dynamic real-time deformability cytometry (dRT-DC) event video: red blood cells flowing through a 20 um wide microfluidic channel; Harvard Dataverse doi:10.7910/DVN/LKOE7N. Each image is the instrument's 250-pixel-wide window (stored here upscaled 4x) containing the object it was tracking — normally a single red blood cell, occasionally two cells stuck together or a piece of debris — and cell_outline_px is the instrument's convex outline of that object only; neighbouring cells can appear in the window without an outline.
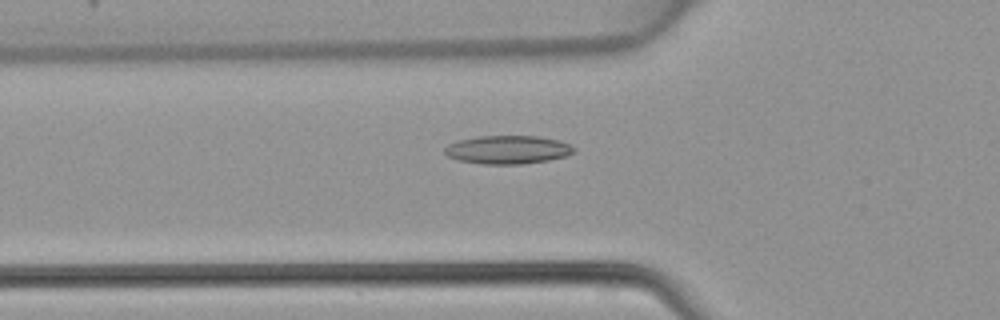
{"species": "common noctule bat (a hibernating species)", "species_latin": "Nyctalus noctula", "temperature_condition": "warm", "stored_images_in_passage": 46, "camera_frame_rate_fps": 3000, "um_per_image_px": 0.085, "animal": {"sex": "female", "body_mass_g": 22.7, "forearm_length_mm": 54.2}, "frame": {"image": 1, "passage_image": 16, "time_ms": 5.0, "image_size_px": [1000, 320], "cell_outline_px": [[576, 148], [572, 152], [564, 156], [548, 160], [520, 164], [484, 164], [460, 160], [448, 156], [444, 152], [444, 148], [448, 144], [460, 140], [480, 136], [540, 136], [556, 140], [568, 144]], "centroid_in_image_um": [43.13, 12.72], "position_along_channel_um": 82.7, "area_um2": 21.04}}
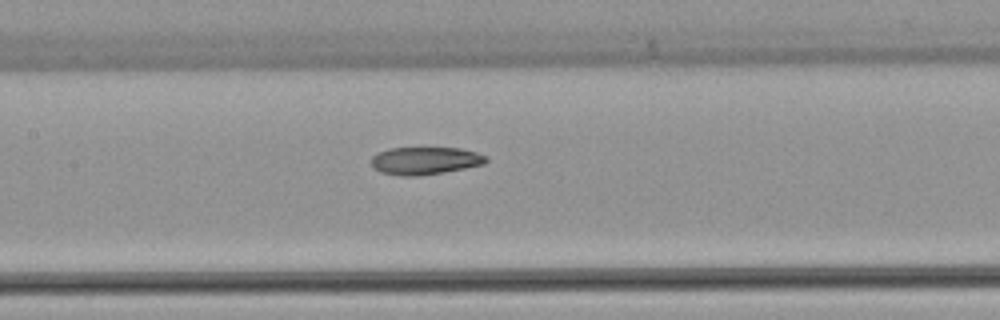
{"frame": {"image": 2, "passage_image": 22, "time_ms": 7.0, "image_size_px": [1000, 320], "cell_outline_px": [[488, 160], [484, 164], [444, 172], [416, 176], [400, 176], [380, 172], [372, 168], [372, 156], [376, 152], [388, 148], [460, 148], [476, 152], [488, 156]], "centroid_in_image_um": [36.1, 13.66], "position_along_channel_um": 171.3, "area_um2": 18.61}}
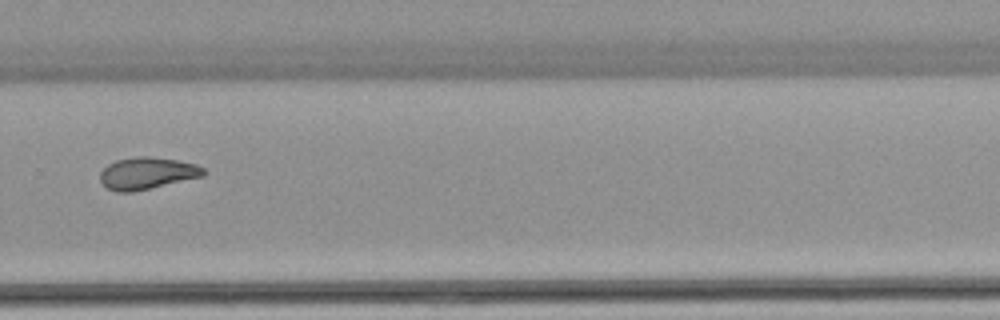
{"frame": {"image": 3, "passage_image": 32, "time_ms": 10.333, "image_size_px": [1000, 320], "cell_outline_px": [[204, 176], [132, 192], [116, 192], [108, 188], [100, 180], [100, 172], [108, 164], [116, 160], [140, 156], [152, 156], [176, 160], [196, 164], [204, 168]], "centroid_in_image_um": [12.49, 14.72], "position_along_channel_um": 317.3, "area_um2": 19.13}}